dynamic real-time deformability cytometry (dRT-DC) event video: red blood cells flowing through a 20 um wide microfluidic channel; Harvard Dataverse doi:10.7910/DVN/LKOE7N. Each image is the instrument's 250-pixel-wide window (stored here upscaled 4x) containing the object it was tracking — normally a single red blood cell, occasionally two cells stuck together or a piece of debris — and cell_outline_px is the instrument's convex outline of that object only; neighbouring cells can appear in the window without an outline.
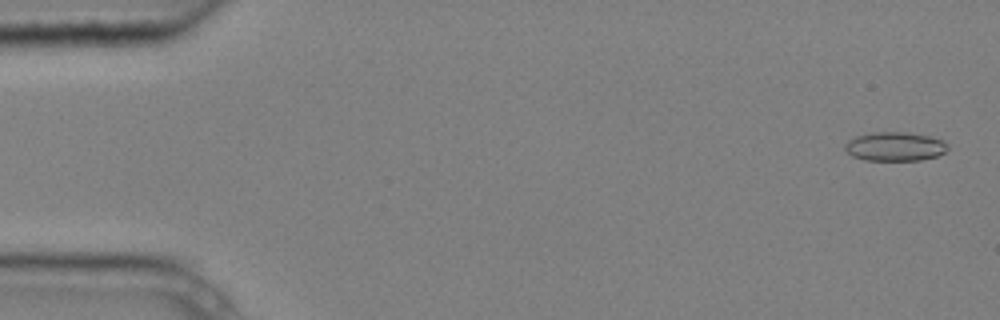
{"species": "common noctule bat (a hibernating species)", "species_latin": "Nyctalus noctula", "temperature_condition": "cold", "stored_images_in_passage": 4, "camera_frame_rate_fps": 3000, "um_per_image_px": 0.085, "animal": {"sex": "male", "body_mass_g": 20.4}, "frame": {"image": 1, "passage_image": 1, "time_ms": 0.0, "image_size_px": [1000, 320], "cell_outline_px": [[948, 148], [944, 152], [936, 156], [920, 160], [864, 160], [852, 156], [844, 148], [844, 144], [848, 140], [856, 136], [872, 132], [908, 132], [928, 136], [944, 140], [948, 144]], "centroid_in_image_um": [76.06, 12.44], "position_along_channel_um": 8.9, "area_um2": 17.4}}